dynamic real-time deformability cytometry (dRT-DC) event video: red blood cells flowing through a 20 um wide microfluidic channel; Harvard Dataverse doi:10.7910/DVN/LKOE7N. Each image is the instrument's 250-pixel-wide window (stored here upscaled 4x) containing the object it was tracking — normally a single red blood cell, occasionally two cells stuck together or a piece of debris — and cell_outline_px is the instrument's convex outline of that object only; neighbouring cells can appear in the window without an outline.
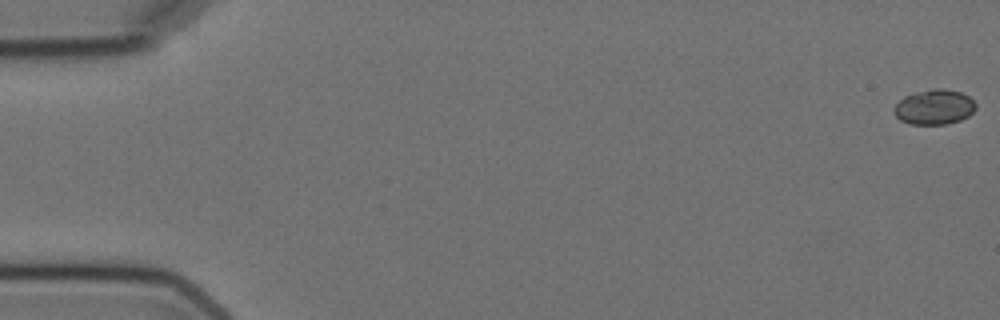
{"species": "Egyptian fruit bat (a non-hibernating species)", "species_latin": "Rousettus aegyptiacus", "temperature_condition": "cold", "stored_images_in_passage": 7, "camera_frame_rate_fps": 3000, "um_per_image_px": 0.085, "animal": {"sex": "female"}, "frame": {"image": 1, "passage_image": 1, "time_ms": 0.0, "image_size_px": [1000, 320], "cell_outline_px": [[976, 108], [968, 116], [960, 120], [948, 124], [908, 124], [900, 120], [896, 116], [896, 104], [904, 96], [916, 92], [932, 88], [944, 88], [960, 92], [968, 96], [976, 104]], "centroid_in_image_um": [79.43, 9.09], "position_along_channel_um": 5.6, "area_um2": 16.59}}
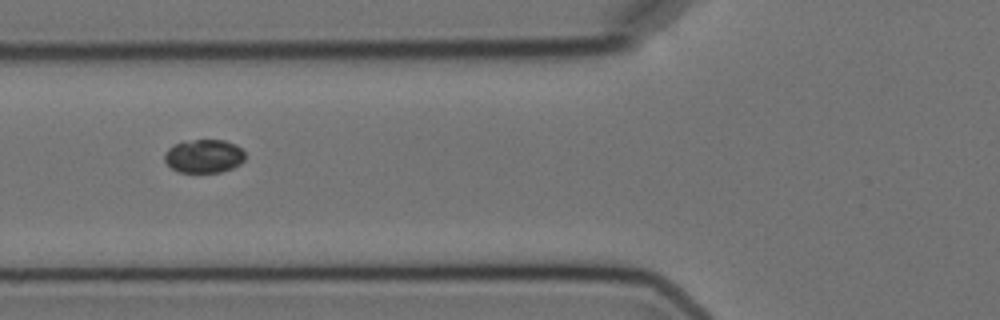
{"frame": {"image": 2, "passage_image": 6, "time_ms": 7.0, "image_size_px": [1000, 320], "cell_outline_px": [[244, 160], [240, 164], [232, 168], [220, 172], [180, 172], [172, 168], [164, 160], [164, 156], [168, 148], [176, 144], [196, 140], [224, 140], [236, 144], [244, 152]], "centroid_in_image_um": [17.36, 13.28], "position_along_channel_um": 108.4, "area_um2": 15.49}}
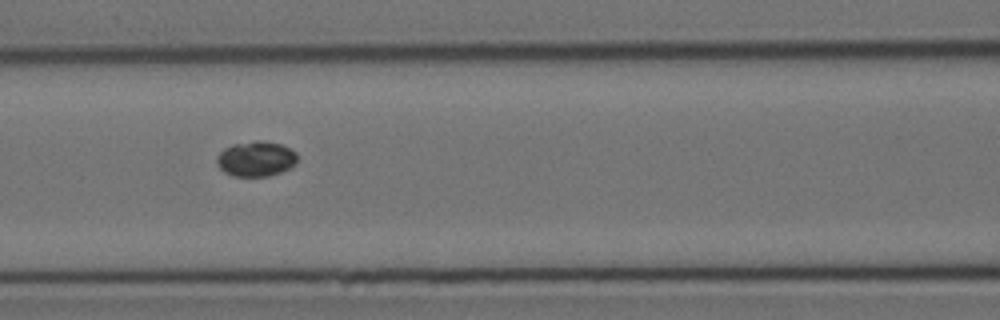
{"frame": {"image": 3, "passage_image": 7, "time_ms": 8.0, "image_size_px": [1000, 320], "cell_outline_px": [[296, 164], [280, 172], [268, 176], [232, 176], [224, 172], [220, 168], [216, 160], [216, 156], [224, 148], [232, 144], [256, 140], [260, 140], [280, 144], [296, 152]], "centroid_in_image_um": [21.72, 13.49], "position_along_channel_um": 144.9, "area_um2": 16.47}}